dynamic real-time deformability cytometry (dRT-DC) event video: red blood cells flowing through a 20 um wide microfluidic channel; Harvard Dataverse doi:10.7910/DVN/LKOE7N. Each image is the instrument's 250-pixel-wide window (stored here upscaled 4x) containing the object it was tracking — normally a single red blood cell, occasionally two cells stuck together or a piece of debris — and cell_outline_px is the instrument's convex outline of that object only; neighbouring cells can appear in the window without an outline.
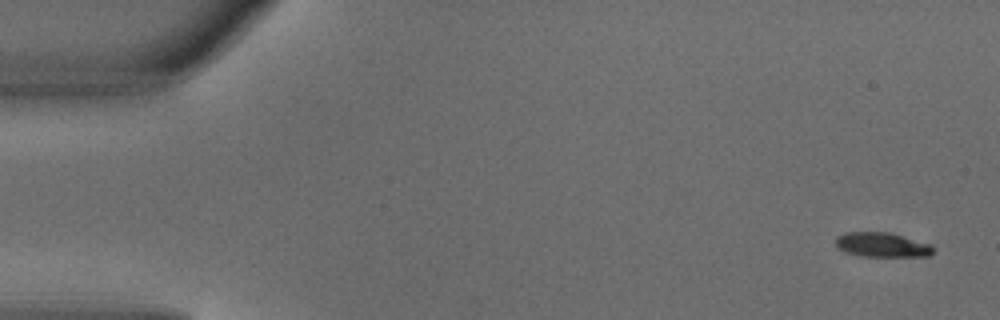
{"species": "common noctule bat (a hibernating species)", "species_latin": "Nyctalus noctula", "temperature_condition": "warm", "stored_images_in_passage": 5, "camera_frame_rate_fps": 3000, "um_per_image_px": 0.085, "animal": {"sex": "male", "body_mass_g": 18.8}, "frame": {"image": 1, "passage_image": 1, "time_ms": 0.0, "image_size_px": [1000, 320], "cell_outline_px": [[936, 248], [928, 256], [860, 256], [844, 252], [836, 248], [836, 236], [844, 232], [888, 232], [932, 244]], "centroid_in_image_um": [74.95, 20.81], "position_along_channel_um": 10.1, "area_um2": 14.1}}
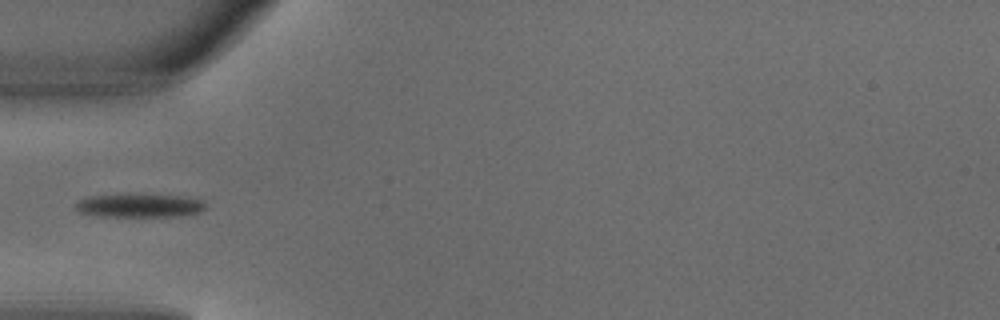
{"frame": {"image": 2, "passage_image": 4, "time_ms": 1.0, "image_size_px": [1000, 320], "cell_outline_px": [[204, 208], [200, 212], [180, 216], [104, 216], [80, 212], [76, 208], [76, 204], [80, 200], [92, 196], [124, 192], [136, 192], [176, 196], [200, 200], [204, 204]], "centroid_in_image_um": [11.82, 17.43], "position_along_channel_um": 73.2, "area_um2": 18.03}}
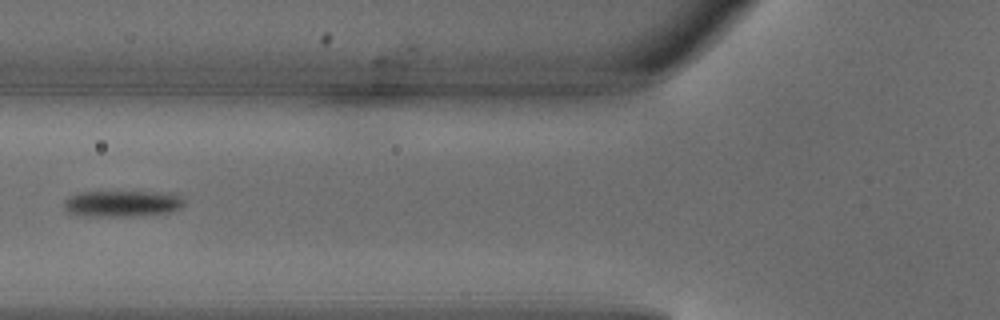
{"frame": {"image": 3, "passage_image": 5, "time_ms": 1.333, "image_size_px": [1000, 320], "cell_outline_px": [[184, 204], [180, 208], [172, 212], [128, 216], [92, 216], [68, 212], [64, 208], [64, 200], [68, 196], [80, 192], [156, 192], [180, 196], [184, 200]], "centroid_in_image_um": [10.37, 17.3], "position_along_channel_um": 115.4, "area_um2": 18.15}}